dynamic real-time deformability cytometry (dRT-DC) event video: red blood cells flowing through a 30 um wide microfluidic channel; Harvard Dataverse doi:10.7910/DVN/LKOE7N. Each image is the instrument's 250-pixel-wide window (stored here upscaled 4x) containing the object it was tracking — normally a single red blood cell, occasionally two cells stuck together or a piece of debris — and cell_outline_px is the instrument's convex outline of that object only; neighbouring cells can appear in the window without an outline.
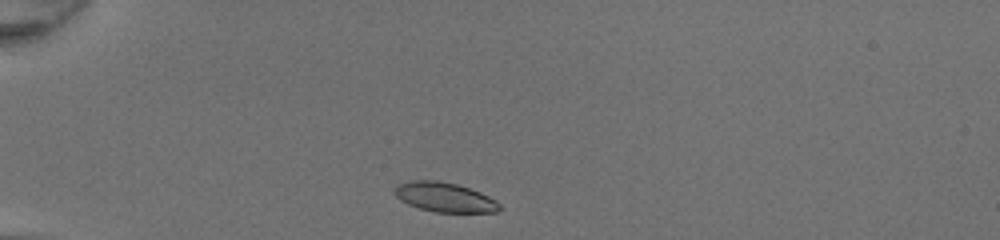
{"species": "common noctule bat (a hibernating species)", "species_latin": "Nyctalus noctula", "temperature_condition": "room temperature", "stored_images_in_passage": 30, "camera_frame_rate_fps": 3000, "um_per_image_px": 0.085, "animal": {"sex": "female", "body_mass_g": 20.0, "forearm_length_mm": 54.0}, "frame": {"image": 1, "passage_image": 1, "time_ms": 0.0, "image_size_px": [1000, 240], "cell_outline_px": [[504, 208], [496, 212], [436, 212], [420, 208], [408, 204], [400, 200], [392, 192], [396, 184], [408, 180], [436, 180], [456, 184], [480, 192], [496, 200]], "centroid_in_image_um": [37.77, 16.75], "position_along_channel_um": 47.2, "area_um2": 18.21}}
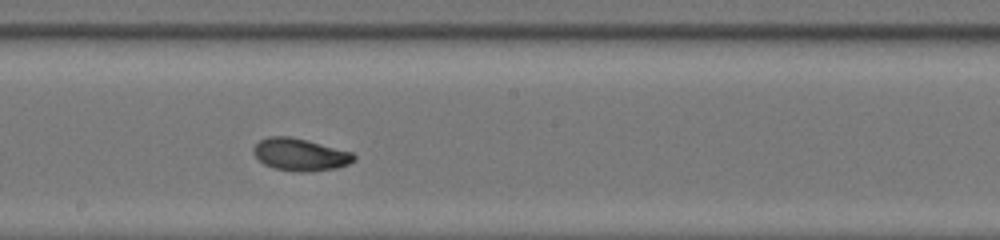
{"frame": {"image": 2, "passage_image": 16, "time_ms": 5.0, "image_size_px": [1000, 240], "cell_outline_px": [[356, 160], [348, 164], [336, 168], [304, 172], [300, 172], [276, 168], [264, 164], [252, 152], [252, 148], [260, 140], [268, 136], [288, 136], [352, 152], [356, 156]], "centroid_in_image_um": [25.5, 13.14], "position_along_channel_um": 222.7, "area_um2": 18.61}}
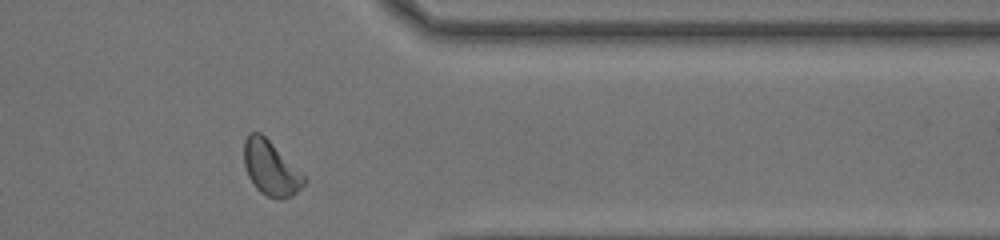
{"frame": {"image": 3, "passage_image": 28, "time_ms": 9.0, "image_size_px": [1000, 240], "cell_outline_px": [[308, 180], [292, 196], [280, 200], [268, 196], [260, 192], [256, 188], [248, 176], [244, 164], [244, 140], [248, 132], [260, 132]], "centroid_in_image_um": [22.98, 14.31], "position_along_channel_um": 388.4, "area_um2": 18.73}, "authors_computed_cell_mechanics": {"area_um2": 18.5827, "velocity_mm_per_s": 4.3024, "shape_relaxation_time_tau1_ms": 4.4163, "shape_relaxation_time_tau2_ms": 1.3187, "deformation_change_tau1": 0.1856, "deformation_change_tau2": 0.0668}}